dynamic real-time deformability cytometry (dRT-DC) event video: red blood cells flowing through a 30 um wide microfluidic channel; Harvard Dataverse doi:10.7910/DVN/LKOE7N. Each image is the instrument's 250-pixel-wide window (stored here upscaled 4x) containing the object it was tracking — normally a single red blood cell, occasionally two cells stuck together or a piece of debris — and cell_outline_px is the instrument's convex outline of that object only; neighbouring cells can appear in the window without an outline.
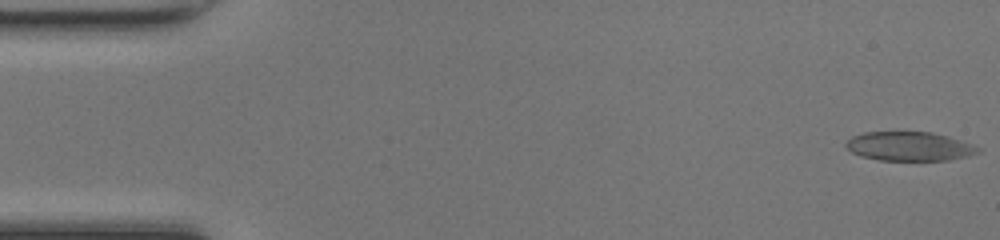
{"species": "common noctule bat (a hibernating species)", "species_latin": "Nyctalus noctula", "temperature_condition": "room temperature", "stored_images_in_passage": 49, "camera_frame_rate_fps": 3000, "um_per_image_px": 0.085, "animal": {"sex": "female", "body_mass_g": 17.0, "forearm_length_mm": 48.0}, "frame": {"image": 1, "passage_image": 1, "time_ms": 0.0, "image_size_px": [1000, 240], "cell_outline_px": [[980, 152], [968, 156], [948, 160], [880, 160], [860, 156], [852, 152], [844, 144], [852, 136], [864, 132], [932, 132], [948, 136], [972, 144], [980, 148]], "centroid_in_image_um": [77.3, 12.43], "position_along_channel_um": 7.7, "area_um2": 22.31}}
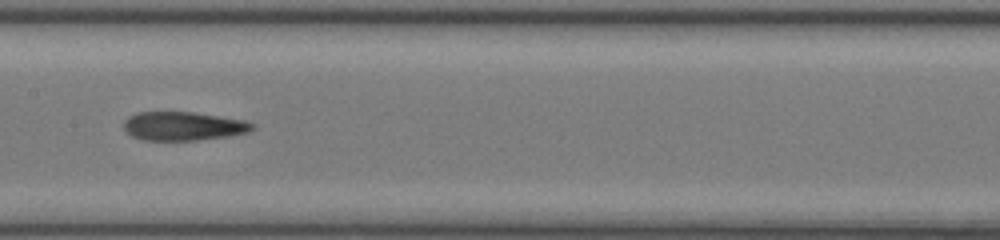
{"frame": {"image": 2, "passage_image": 24, "time_ms": 7.667, "image_size_px": [1000, 240], "cell_outline_px": [[256, 128], [248, 132], [228, 136], [200, 140], [144, 140], [132, 136], [124, 128], [124, 120], [128, 116], [136, 112], [192, 112], [244, 120], [256, 124]], "centroid_in_image_um": [15.59, 10.72], "position_along_channel_um": 191.8, "area_um2": 21.56}}
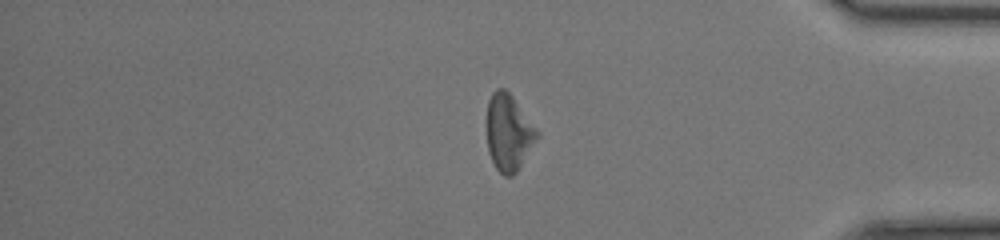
{"frame": {"image": 3, "passage_image": 40, "time_ms": 13.0, "image_size_px": [1000, 240], "cell_outline_px": [[540, 136], [516, 172], [512, 176], [504, 176], [496, 168], [488, 152], [484, 124], [488, 100], [492, 92], [496, 88], [504, 88], [512, 96], [540, 132]], "centroid_in_image_um": [43.19, 11.25], "position_along_channel_um": 392.0, "area_um2": 23.0}, "authors_computed_cell_mechanics": {"area_um2": 22.7732, "velocity_mm_per_s": 4.2809, "shape_relaxation_time_tau1_ms": 8.5475, "shape_relaxation_time_tau2_ms": 4.2783, "deformation_change_tau1": 0.1736, "deformation_change_tau2": 0.1632}}